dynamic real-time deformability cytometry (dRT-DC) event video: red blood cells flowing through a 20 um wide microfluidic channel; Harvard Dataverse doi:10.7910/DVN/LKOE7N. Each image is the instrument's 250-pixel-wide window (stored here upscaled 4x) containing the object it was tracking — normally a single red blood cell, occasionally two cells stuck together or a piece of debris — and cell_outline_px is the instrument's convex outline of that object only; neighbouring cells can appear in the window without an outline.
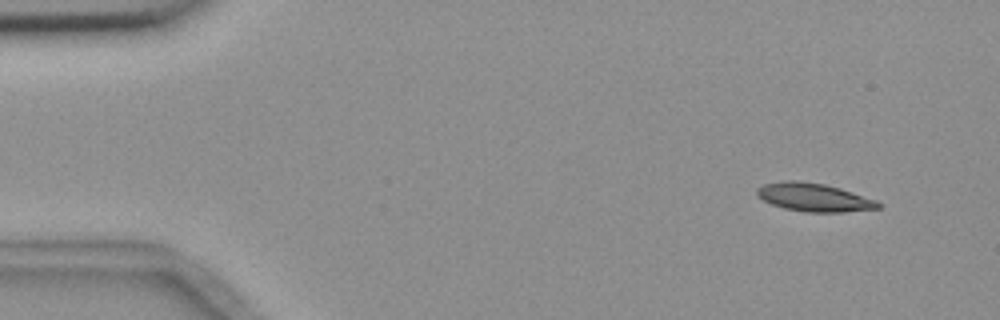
{"species": "common noctule bat (a hibernating species)", "species_latin": "Nyctalus noctula", "temperature_condition": "room temperature", "stored_images_in_passage": 5, "camera_frame_rate_fps": 3000, "um_per_image_px": 0.085, "animal": {"sex": "female", "body_mass_g": 18.4}, "frame": {"image": 1, "passage_image": 1, "time_ms": 0.0, "image_size_px": [1000, 320], "cell_outline_px": [[880, 208], [844, 212], [804, 212], [784, 208], [772, 204], [756, 196], [756, 188], [764, 184], [784, 180], [800, 180], [824, 184], [840, 188], [876, 200], [880, 204]], "centroid_in_image_um": [69.15, 16.77], "position_along_channel_um": 15.9, "area_um2": 20.0}}